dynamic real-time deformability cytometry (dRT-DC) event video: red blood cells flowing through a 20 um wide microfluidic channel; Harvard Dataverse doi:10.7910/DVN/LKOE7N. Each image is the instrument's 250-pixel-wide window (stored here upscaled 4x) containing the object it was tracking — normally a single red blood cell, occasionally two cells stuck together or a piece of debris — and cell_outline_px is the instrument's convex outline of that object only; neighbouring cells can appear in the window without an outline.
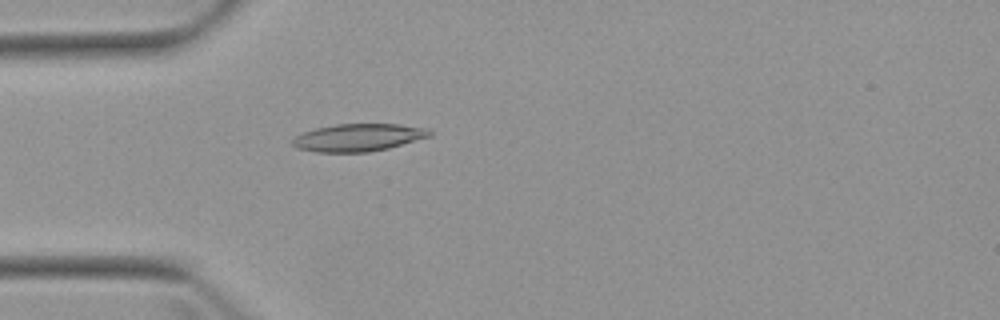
{"species": "Egyptian fruit bat (a non-hibernating species)", "species_latin": "Rousettus aegyptiacus", "temperature_condition": "warm", "stored_images_in_passage": 4, "camera_frame_rate_fps": 3000, "um_per_image_px": 0.085, "animal": {"sex": "female"}, "frame": {"image": 1, "passage_image": 4, "time_ms": 3.667, "image_size_px": [1000, 320], "cell_outline_px": [[432, 136], [388, 148], [368, 152], [316, 152], [296, 148], [292, 144], [292, 140], [296, 136], [304, 132], [316, 128], [336, 124], [400, 124], [428, 128], [432, 132]], "centroid_in_image_um": [30.48, 11.69], "position_along_channel_um": 54.5, "area_um2": 22.02}}